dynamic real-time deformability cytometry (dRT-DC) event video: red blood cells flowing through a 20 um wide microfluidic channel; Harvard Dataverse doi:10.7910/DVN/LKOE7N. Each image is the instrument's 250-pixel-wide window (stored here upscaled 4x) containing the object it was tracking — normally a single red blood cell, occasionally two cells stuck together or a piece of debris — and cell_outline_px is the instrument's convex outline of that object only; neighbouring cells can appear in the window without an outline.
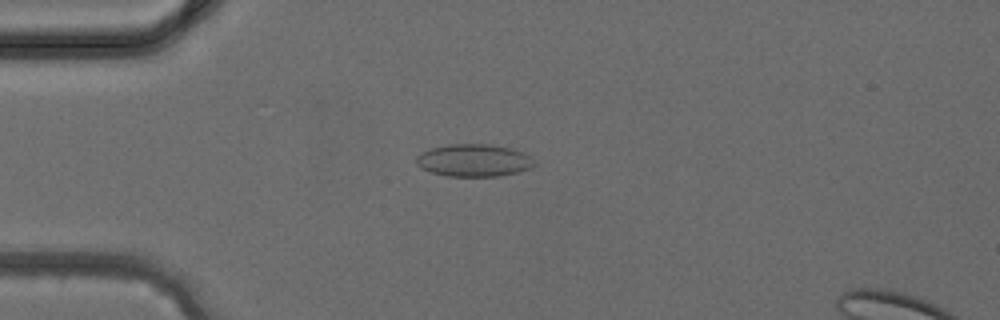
{"species": "common noctule bat (a hibernating species)", "species_latin": "Nyctalus noctula", "temperature_condition": "cold", "stored_images_in_passage": 39, "camera_frame_rate_fps": 3000, "um_per_image_px": 0.085, "animal": {"sex": "female", "body_mass_g": 24.6, "forearm_length_mm": 56.2}, "frame": {"image": 1, "passage_image": 10, "time_ms": 3.0, "image_size_px": [1000, 320], "cell_outline_px": [[536, 164], [532, 168], [500, 176], [448, 176], [432, 172], [416, 164], [416, 156], [432, 148], [448, 144], [488, 144], [508, 148], [532, 156], [536, 160]], "centroid_in_image_um": [40.32, 13.63], "position_along_channel_um": 44.7, "area_um2": 22.14}}
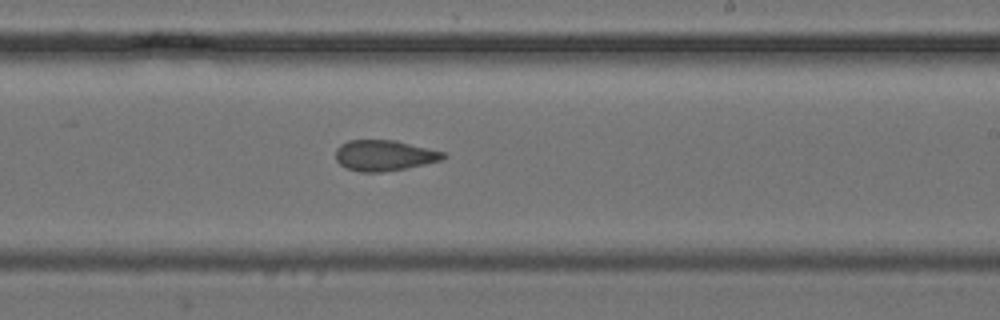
{"frame": {"image": 2, "passage_image": 23, "time_ms": 7.333, "image_size_px": [1000, 320], "cell_outline_px": [[448, 156], [440, 160], [424, 164], [404, 168], [380, 172], [360, 172], [348, 168], [340, 164], [336, 160], [336, 148], [340, 144], [348, 140], [396, 140], [444, 152]], "centroid_in_image_um": [32.64, 13.2], "position_along_channel_um": 256.4, "area_um2": 19.13}}
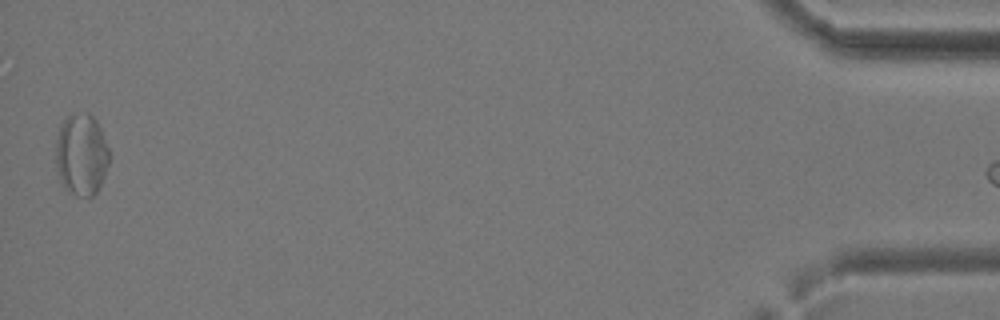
{"frame": {"image": 3, "passage_image": 38, "time_ms": 12.333, "image_size_px": [1000, 320], "cell_outline_px": [[112, 156], [100, 188], [88, 200], [76, 196], [64, 188], [60, 180], [56, 164], [56, 140], [60, 124], [72, 112], [88, 112], [96, 120], [104, 136]], "centroid_in_image_um": [6.95, 13.16], "position_along_channel_um": 428.3, "area_um2": 26.3}}